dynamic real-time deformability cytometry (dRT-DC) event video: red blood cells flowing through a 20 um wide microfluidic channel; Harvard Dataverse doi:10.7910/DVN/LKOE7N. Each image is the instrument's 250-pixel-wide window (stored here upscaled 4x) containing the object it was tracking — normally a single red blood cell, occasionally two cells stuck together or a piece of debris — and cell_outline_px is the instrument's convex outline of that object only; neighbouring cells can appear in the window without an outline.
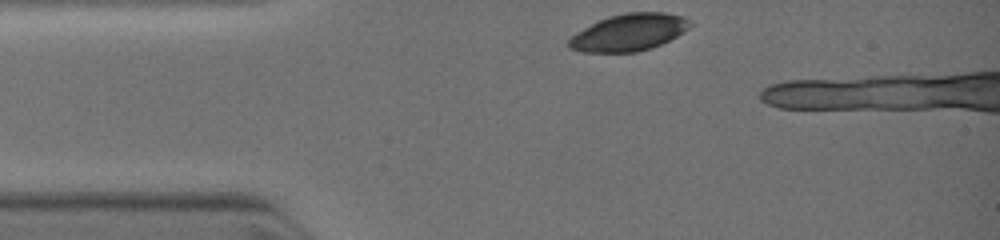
{"species": "common noctule bat (a hibernating species)", "species_latin": "Nyctalus noctula", "temperature_condition": "warm", "stored_images_in_passage": 6, "camera_frame_rate_fps": 3000, "um_per_image_px": 0.085, "animal": {"sex": "female", "body_mass_g": 19.0, "forearm_length_mm": 51.5}, "frame": {"image": 1, "passage_image": 1, "time_ms": 0.0, "image_size_px": [1000, 240], "cell_outline_px": [[692, 24], [688, 28], [676, 36], [660, 44], [636, 52], [584, 52], [568, 48], [568, 40], [572, 36], [584, 28], [608, 16], [624, 12], [664, 12], [680, 16], [688, 20]], "centroid_in_image_um": [53.43, 2.75], "position_along_channel_um": 31.6, "area_um2": 25.72}}